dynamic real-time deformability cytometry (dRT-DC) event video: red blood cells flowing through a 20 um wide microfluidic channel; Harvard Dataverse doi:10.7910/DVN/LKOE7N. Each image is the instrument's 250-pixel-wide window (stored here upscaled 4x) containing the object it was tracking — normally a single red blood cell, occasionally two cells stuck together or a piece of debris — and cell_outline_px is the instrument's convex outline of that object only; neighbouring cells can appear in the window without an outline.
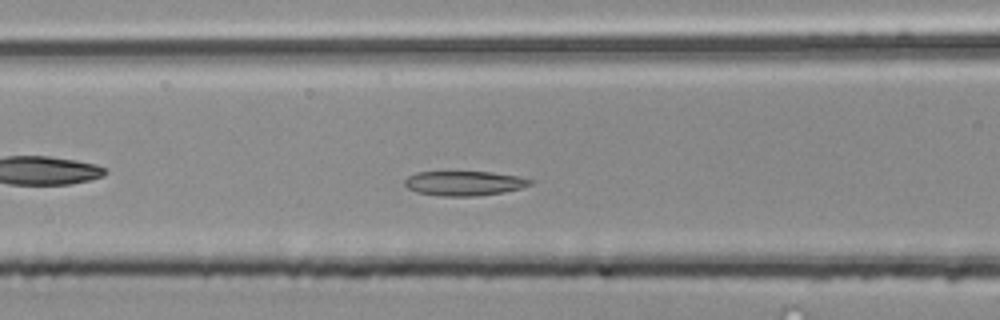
{"species": "common noctule bat (a hibernating species)", "species_latin": "Nyctalus noctula", "temperature_condition": "room temperature", "stored_images_in_passage": 45, "camera_frame_rate_fps": 3000, "um_per_image_px": 0.085, "animal": {"sex": "male", "body_mass_g": 20.4}, "frame": {"image": 1, "passage_image": 14, "time_ms": 4.333, "image_size_px": [1000, 320], "cell_outline_px": [[532, 184], [524, 188], [504, 192], [476, 196], [440, 196], [416, 192], [408, 188], [404, 184], [404, 180], [408, 176], [416, 172], [492, 172], [520, 176], [532, 180]], "centroid_in_image_um": [39.48, 15.58], "position_along_channel_um": 127.1, "area_um2": 18.15}}
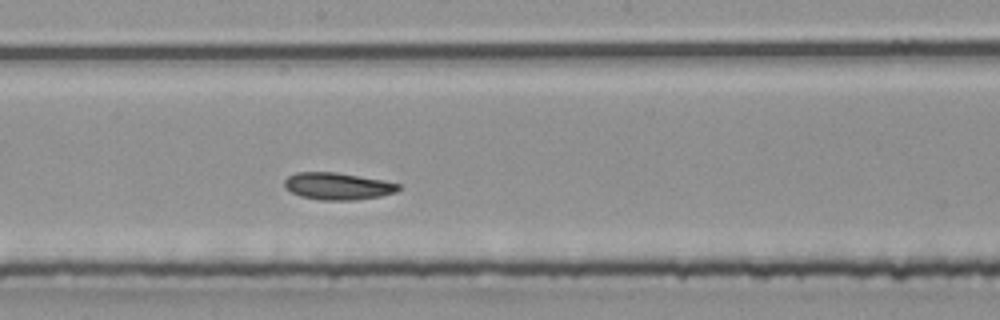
{"frame": {"image": 2, "passage_image": 21, "time_ms": 6.667, "image_size_px": [1000, 320], "cell_outline_px": [[400, 188], [396, 192], [380, 196], [352, 200], [320, 200], [300, 196], [284, 188], [284, 180], [288, 176], [296, 172], [336, 172], [384, 180], [400, 184]], "centroid_in_image_um": [28.69, 15.82], "position_along_channel_um": 219.5, "area_um2": 18.03}}
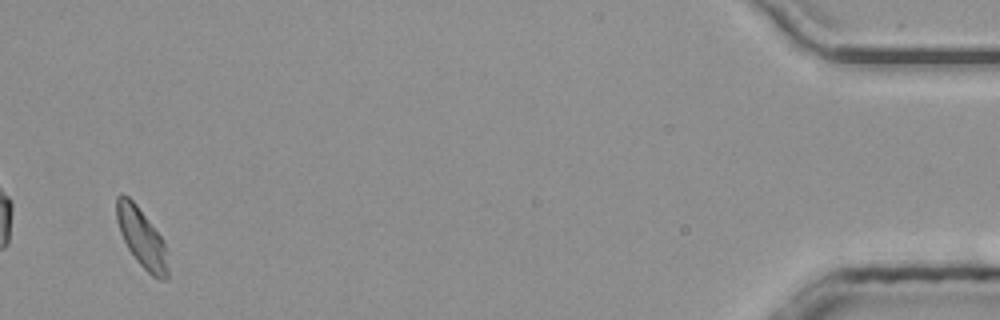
{"frame": {"image": 3, "passage_image": 43, "time_ms": 14.0, "image_size_px": [1000, 320], "cell_outline_px": [[168, 280], [160, 280], [152, 276], [136, 260], [128, 248], [120, 232], [116, 220], [116, 196], [120, 192], [128, 196], [136, 204], [164, 240], [168, 268]], "centroid_in_image_um": [12.03, 20.2], "position_along_channel_um": 423.2, "area_um2": 17.69}, "authors_computed_cell_mechanics": {"area_um2": 17.9758, "velocity_mm_per_s": 3.9622, "shape_relaxation_time_tau1_ms": null, "shape_relaxation_time_tau2_ms": 2.8897, "deformation_change_tau1": null, "deformation_change_tau2": 0.0724}}